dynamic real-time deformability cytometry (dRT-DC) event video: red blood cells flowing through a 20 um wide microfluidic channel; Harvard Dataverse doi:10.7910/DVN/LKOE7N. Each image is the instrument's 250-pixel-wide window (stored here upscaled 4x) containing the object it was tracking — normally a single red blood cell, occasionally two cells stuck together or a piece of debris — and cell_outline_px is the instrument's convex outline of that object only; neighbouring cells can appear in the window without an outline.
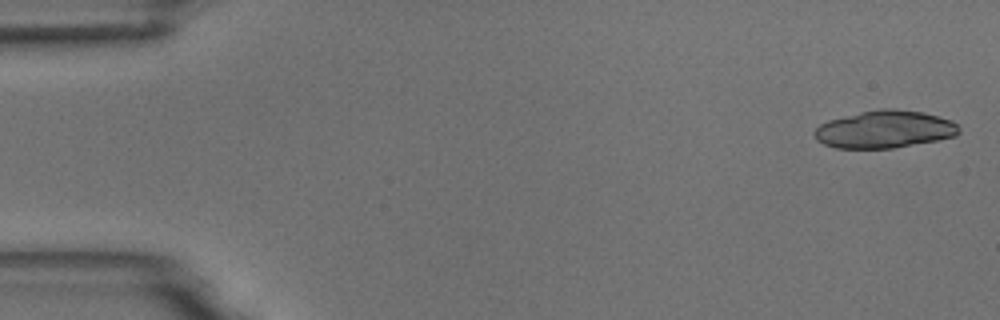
{"species": "common noctule bat (a hibernating species)", "species_latin": "Nyctalus noctula", "temperature_condition": "room temperature", "stored_images_in_passage": 7, "camera_frame_rate_fps": 3000, "um_per_image_px": 0.085, "animal": {"sex": "male", "body_mass_g": 18.8}, "frame": {"image": 1, "passage_image": 1, "time_ms": 0.0, "image_size_px": [1000, 320], "cell_outline_px": [[960, 132], [956, 136], [936, 140], [892, 148], [836, 148], [824, 144], [816, 140], [812, 132], [820, 124], [828, 120], [860, 112], [880, 108], [892, 108], [924, 112], [952, 120], [960, 128]], "centroid_in_image_um": [75.18, 10.98], "position_along_channel_um": 9.8, "area_um2": 31.67}}
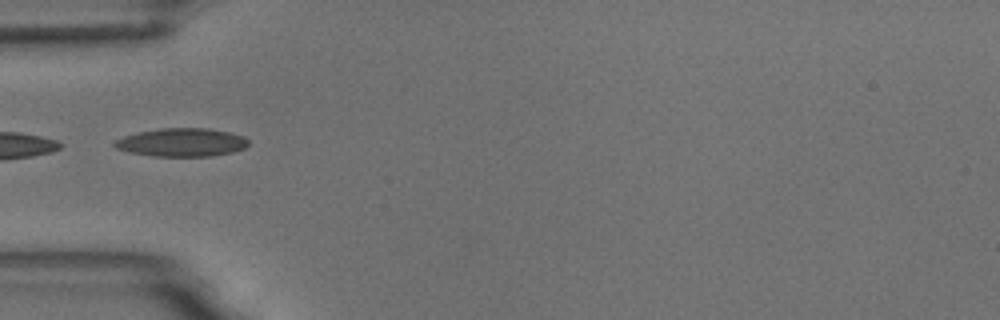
{"frame": {"image": 2, "passage_image": 5, "time_ms": 5.333, "image_size_px": [1000, 320], "cell_outline_px": [[248, 144], [244, 148], [232, 152], [212, 156], [156, 156], [128, 152], [116, 148], [112, 144], [116, 140], [124, 136], [136, 132], [160, 128], [208, 128], [228, 132], [244, 136], [248, 140]], "centroid_in_image_um": [15.43, 12.1], "position_along_channel_um": 69.6, "area_um2": 22.08}}